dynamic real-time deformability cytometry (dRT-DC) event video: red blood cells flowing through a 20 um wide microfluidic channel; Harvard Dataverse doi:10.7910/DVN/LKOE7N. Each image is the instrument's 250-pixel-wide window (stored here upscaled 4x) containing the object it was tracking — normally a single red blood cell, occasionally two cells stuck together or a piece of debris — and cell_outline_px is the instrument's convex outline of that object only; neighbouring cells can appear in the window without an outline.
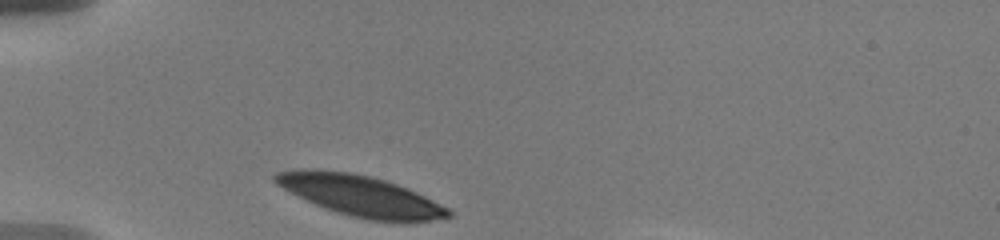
{"species": "human", "species_latin": "Homo sapiens", "temperature_condition": "warm", "stored_images_in_passage": 3, "camera_frame_rate_fps": 3000, "um_per_image_px": 0.085, "donor": {"sex": "male"}, "frame": {"image": 1, "passage_image": 1, "time_ms": 0.0, "image_size_px": [1000, 240], "cell_outline_px": [[452, 216], [428, 220], [368, 220], [352, 216], [316, 204], [276, 184], [272, 180], [272, 176], [276, 172], [300, 168], [304, 168], [352, 172], [384, 180], [408, 188], [448, 208], [452, 212]], "centroid_in_image_um": [30.59, 16.59], "position_along_channel_um": 54.4, "area_um2": 40.11}}
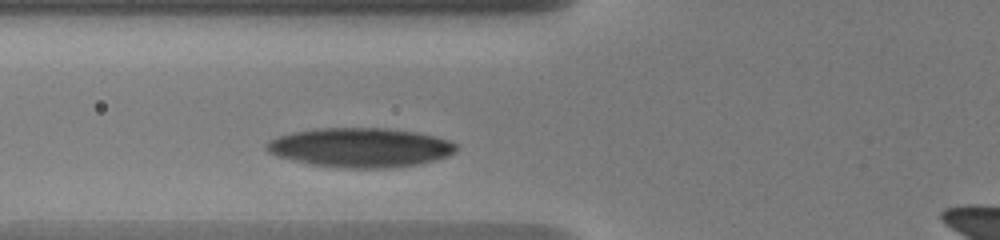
{"frame": {"image": 2, "passage_image": 3, "time_ms": 1.667, "image_size_px": [1000, 240], "cell_outline_px": [[456, 152], [448, 156], [416, 164], [388, 168], [348, 168], [308, 164], [276, 156], [268, 152], [264, 148], [264, 144], [268, 140], [276, 136], [292, 132], [316, 128], [384, 128], [416, 132], [448, 140], [456, 144]], "centroid_in_image_um": [30.54, 12.54], "position_along_channel_um": 95.3, "area_um2": 43.52}}